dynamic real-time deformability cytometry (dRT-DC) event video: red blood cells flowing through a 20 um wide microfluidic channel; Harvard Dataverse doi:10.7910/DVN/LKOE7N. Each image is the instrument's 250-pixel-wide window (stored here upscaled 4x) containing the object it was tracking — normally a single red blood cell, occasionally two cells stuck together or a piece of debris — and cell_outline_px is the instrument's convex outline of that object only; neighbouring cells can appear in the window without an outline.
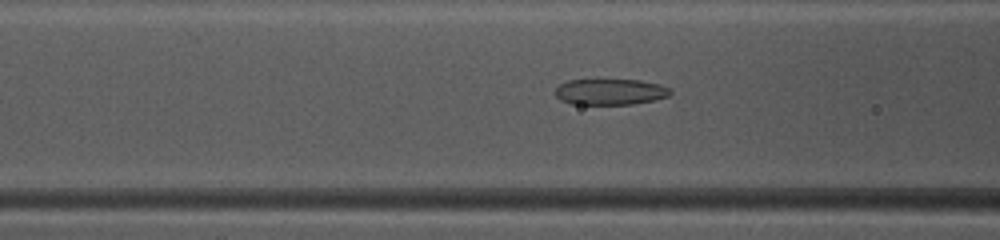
{"species": "common noctule bat (a hibernating species)", "species_latin": "Nyctalus noctula", "temperature_condition": "warm", "stored_images_in_passage": 49, "camera_frame_rate_fps": 3000, "um_per_image_px": 0.085, "animal": {"sex": "female", "body_mass_g": 10.0, "forearm_length_mm": 53.1}, "frame": {"image": 1, "passage_image": 20, "time_ms": 6.333, "image_size_px": [1000, 240], "cell_outline_px": [[672, 92], [668, 96], [656, 100], [632, 104], [572, 104], [560, 100], [556, 96], [556, 88], [560, 84], [568, 80], [640, 80], [660, 84], [672, 88]], "centroid_in_image_um": [51.91, 7.8], "position_along_channel_um": 114.7, "area_um2": 17.51}}
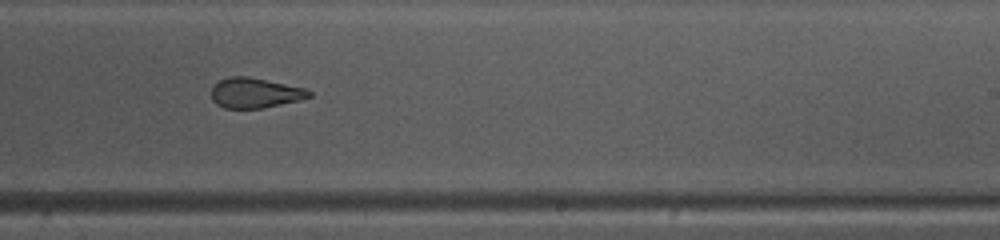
{"frame": {"image": 2, "passage_image": 31, "time_ms": 10.0, "image_size_px": [1000, 240], "cell_outline_px": [[312, 96], [300, 100], [264, 108], [224, 108], [216, 104], [212, 100], [212, 84], [220, 80], [232, 76], [248, 76], [304, 88], [312, 92]], "centroid_in_image_um": [21.66, 7.9], "position_along_channel_um": 267.3, "area_um2": 17.17}}
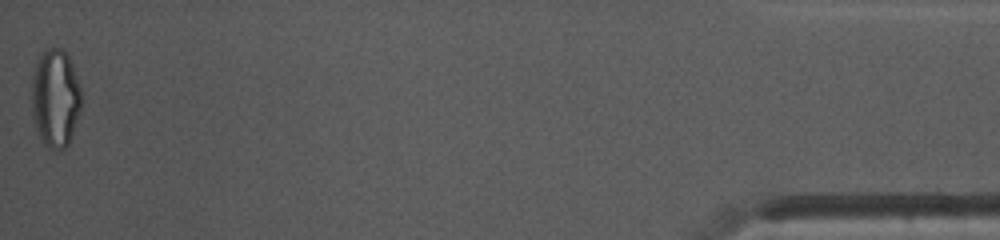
{"frame": {"image": 3, "passage_image": 49, "time_ms": 16.0, "image_size_px": [1000, 240], "cell_outline_px": [[80, 112], [68, 144], [64, 148], [56, 152], [48, 148], [44, 144], [36, 128], [32, 116], [32, 76], [36, 64], [40, 56], [48, 48], [64, 48], [72, 64], [80, 88]], "centroid_in_image_um": [4.7, 8.36], "position_along_channel_um": 430.5, "area_um2": 28.32}, "authors_computed_cell_mechanics": {"area_um2": 20.6924, "velocity_mm_per_s": 4.1515, "shape_relaxation_time_tau1_ms": 5.8896, "shape_relaxation_time_tau2_ms": 1.8405, "deformation_change_tau1": 0.2111, "deformation_change_tau2": 0.1001}}